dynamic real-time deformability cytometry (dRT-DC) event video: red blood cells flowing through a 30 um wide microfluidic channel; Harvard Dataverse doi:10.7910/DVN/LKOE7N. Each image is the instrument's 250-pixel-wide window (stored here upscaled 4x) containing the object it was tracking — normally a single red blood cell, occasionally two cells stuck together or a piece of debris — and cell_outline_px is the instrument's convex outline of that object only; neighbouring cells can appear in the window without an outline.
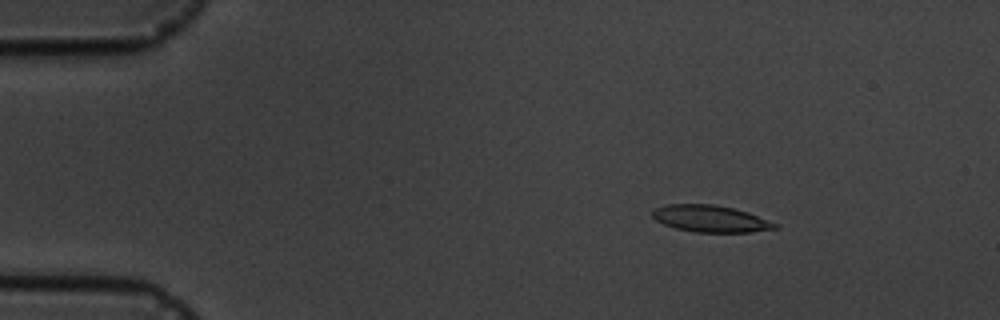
{"species": "common noctule bat (a hibernating species)", "species_latin": "Nyctalus noctula", "temperature_condition": "cold", "stored_images_in_passage": 9, "camera_frame_rate_fps": 3000, "um_per_image_px": 0.085, "animal": {"sex": "male", "body_mass_g": 19.5, "forearm_length_mm": 54.6}, "frame": {"image": 1, "passage_image": 3, "time_ms": 2.333, "image_size_px": [1000, 320], "cell_outline_px": [[780, 228], [748, 232], [696, 232], [676, 228], [664, 224], [656, 220], [652, 216], [652, 208], [668, 204], [712, 204], [732, 208], [748, 212], [780, 224]], "centroid_in_image_um": [60.41, 18.58], "position_along_channel_um": 24.6, "area_um2": 19.19}}
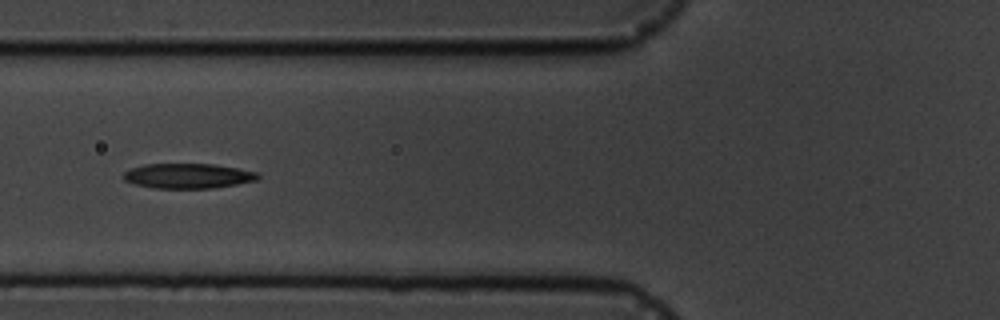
{"frame": {"image": 2, "passage_image": 7, "time_ms": 6.667, "image_size_px": [1000, 320], "cell_outline_px": [[260, 176], [256, 180], [236, 184], [212, 188], [156, 188], [132, 184], [124, 180], [120, 176], [124, 172], [132, 168], [144, 164], [212, 164], [236, 168], [256, 172]], "centroid_in_image_um": [15.91, 14.95], "position_along_channel_um": 109.9, "area_um2": 19.48}}
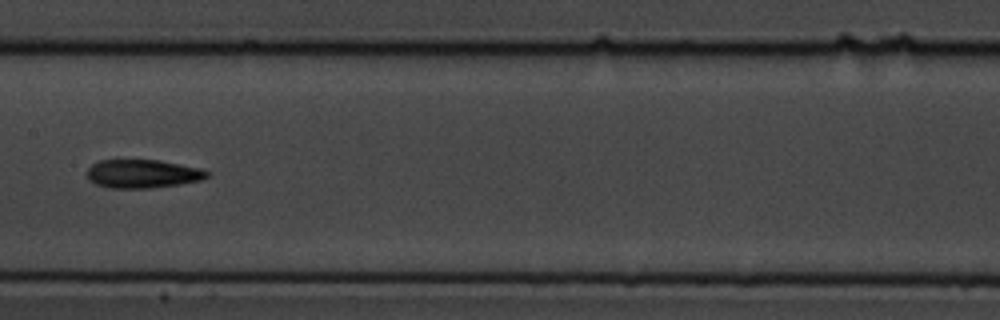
{"frame": {"image": 3, "passage_image": 9, "time_ms": 9.0, "image_size_px": [1000, 320], "cell_outline_px": [[212, 172], [208, 176], [200, 180], [180, 184], [148, 188], [108, 188], [96, 184], [88, 180], [88, 168], [92, 164], [100, 160], [160, 160], [200, 168]], "centroid_in_image_um": [12.13, 14.77], "position_along_channel_um": 195.3, "area_um2": 19.94}}